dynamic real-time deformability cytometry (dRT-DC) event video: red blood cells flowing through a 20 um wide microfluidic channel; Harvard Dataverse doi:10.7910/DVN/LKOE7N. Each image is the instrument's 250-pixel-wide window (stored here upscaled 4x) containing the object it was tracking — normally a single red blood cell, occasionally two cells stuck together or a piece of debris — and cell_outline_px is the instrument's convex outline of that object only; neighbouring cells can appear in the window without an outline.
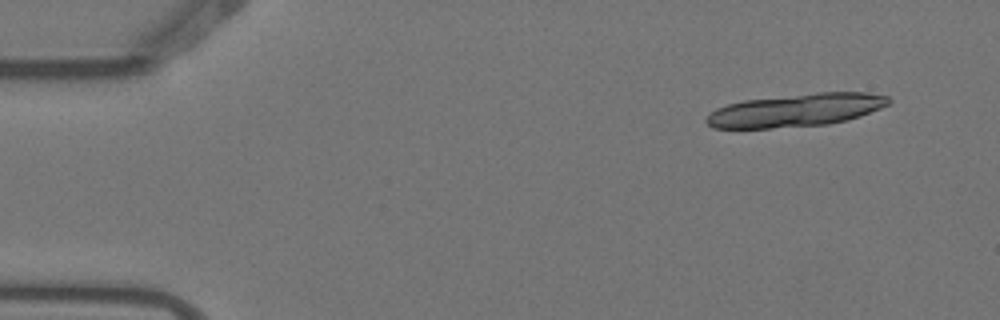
{"species": "Egyptian fruit bat (a non-hibernating species)", "species_latin": "Rousettus aegyptiacus", "temperature_condition": "warm", "stored_images_in_passage": 5, "camera_frame_rate_fps": 3000, "um_per_image_px": 0.085, "animal": {"sex": "female"}, "frame": {"image": 1, "passage_image": 1, "time_ms": 0.0, "image_size_px": [1000, 320], "cell_outline_px": [[892, 100], [888, 104], [880, 108], [860, 116], [848, 120], [828, 124], [768, 128], [712, 128], [704, 120], [716, 108], [728, 104], [744, 100], [816, 92], [868, 92], [888, 96]], "centroid_in_image_um": [67.68, 9.36], "position_along_channel_um": 17.3, "area_um2": 34.91}}